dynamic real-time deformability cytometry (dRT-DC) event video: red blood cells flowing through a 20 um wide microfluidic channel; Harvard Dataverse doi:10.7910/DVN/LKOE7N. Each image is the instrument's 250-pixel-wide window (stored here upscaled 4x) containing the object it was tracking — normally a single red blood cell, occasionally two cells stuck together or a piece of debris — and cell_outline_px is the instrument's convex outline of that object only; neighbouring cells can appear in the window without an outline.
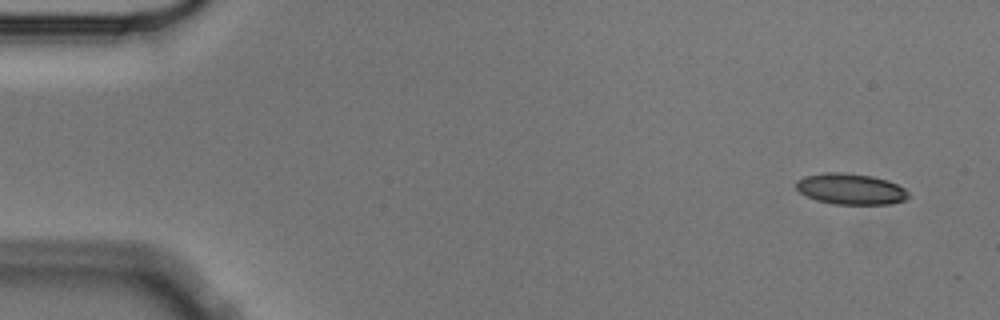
{"species": "Egyptian fruit bat (a non-hibernating species)", "species_latin": "Rousettus aegyptiacus", "temperature_condition": "cold", "stored_images_in_passage": 4, "camera_frame_rate_fps": 3000, "um_per_image_px": 0.085, "animal": {"sex": "male"}, "frame": {"image": 1, "passage_image": 1, "time_ms": 0.0, "image_size_px": [1000, 320], "cell_outline_px": [[908, 196], [904, 200], [892, 204], [832, 204], [816, 200], [800, 192], [796, 188], [796, 180], [804, 176], [824, 172], [840, 172], [872, 176], [888, 180], [904, 188], [908, 192]], "centroid_in_image_um": [72.29, 16.06], "position_along_channel_um": 12.7, "area_um2": 20.29}}
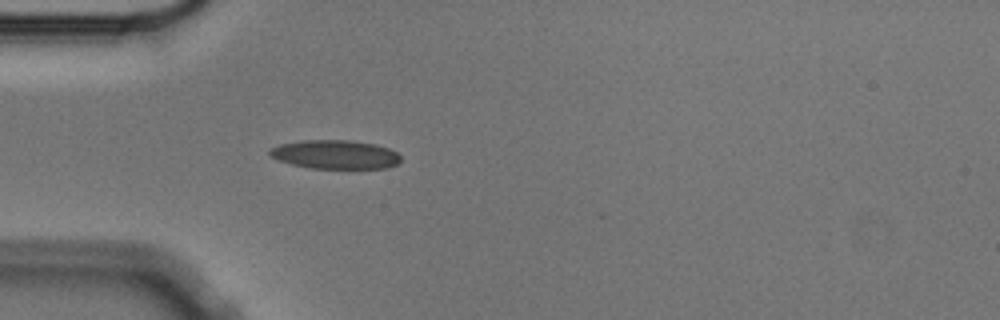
{"frame": {"image": 2, "passage_image": 4, "time_ms": 1.0, "image_size_px": [1000, 320], "cell_outline_px": [[400, 160], [396, 164], [388, 168], [312, 168], [292, 164], [280, 160], [272, 156], [268, 152], [268, 148], [280, 144], [300, 140], [352, 140], [376, 144], [388, 148], [396, 152], [400, 156]], "centroid_in_image_um": [28.49, 13.12], "position_along_channel_um": 56.5, "area_um2": 21.96}}